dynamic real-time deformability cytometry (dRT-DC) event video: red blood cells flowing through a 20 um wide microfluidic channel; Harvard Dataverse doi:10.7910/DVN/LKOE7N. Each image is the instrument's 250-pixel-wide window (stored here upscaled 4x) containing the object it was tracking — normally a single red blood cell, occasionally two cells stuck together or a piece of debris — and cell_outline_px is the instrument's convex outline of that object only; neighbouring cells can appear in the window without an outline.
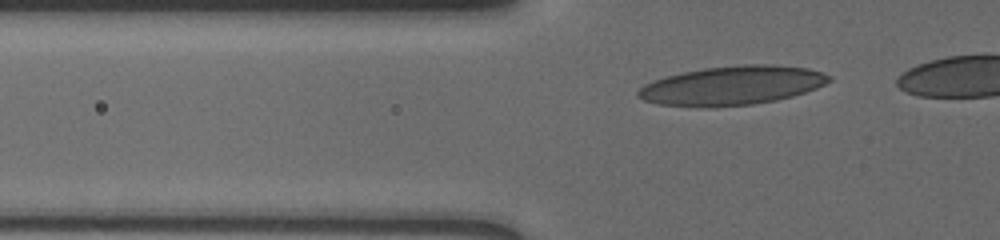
{"species": "human", "species_latin": "Homo sapiens", "temperature_condition": "cold", "stored_images_in_passage": 34, "camera_frame_rate_fps": 3000, "um_per_image_px": 0.085, "donor": {"sex": "male"}, "frame": {"image": 1, "passage_image": 3, "time_ms": 0.667, "image_size_px": [1000, 240], "cell_outline_px": [[832, 80], [816, 88], [792, 96], [776, 100], [752, 104], [716, 108], [700, 108], [660, 104], [644, 100], [636, 96], [636, 92], [644, 84], [664, 76], [704, 68], [744, 64], [772, 64], [808, 68], [832, 76]], "centroid_in_image_um": [62.2, 7.28], "position_along_channel_um": 63.6, "area_um2": 43.7}}
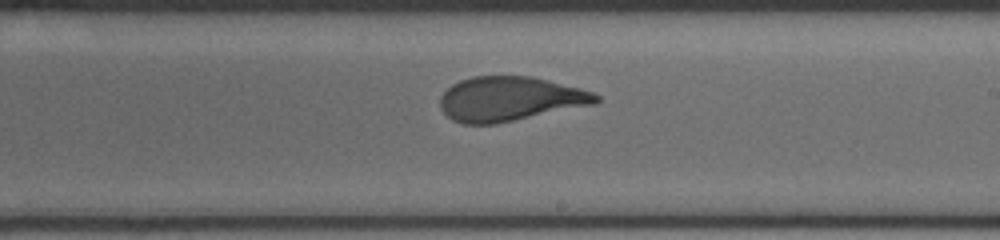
{"frame": {"image": 2, "passage_image": 19, "time_ms": 6.0, "image_size_px": [1000, 240], "cell_outline_px": [[600, 100], [596, 104], [496, 124], [464, 124], [452, 120], [440, 108], [440, 96], [452, 84], [460, 80], [472, 76], [532, 76], [580, 88], [592, 92], [600, 96]], "centroid_in_image_um": [43.34, 8.41], "position_along_channel_um": 245.7, "area_um2": 40.52}}
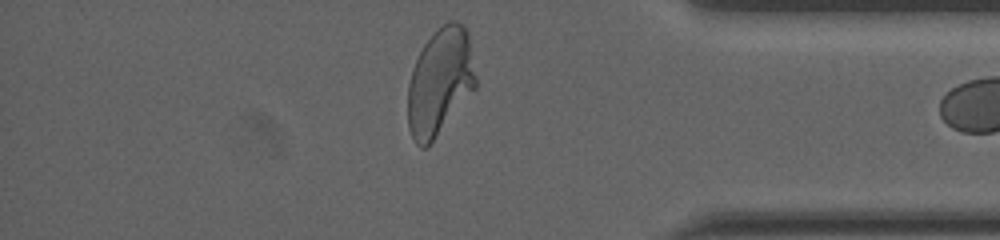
{"frame": {"image": 3, "passage_image": 33, "time_ms": 10.667, "image_size_px": [1000, 240], "cell_outline_px": [[476, 88], [432, 140], [424, 148], [420, 148], [416, 144], [408, 128], [408, 84], [412, 68], [424, 44], [436, 28], [448, 20], [456, 20], [464, 24], [468, 32], [476, 76]], "centroid_in_image_um": [37.4, 6.89], "position_along_channel_um": 397.8, "area_um2": 42.31}}